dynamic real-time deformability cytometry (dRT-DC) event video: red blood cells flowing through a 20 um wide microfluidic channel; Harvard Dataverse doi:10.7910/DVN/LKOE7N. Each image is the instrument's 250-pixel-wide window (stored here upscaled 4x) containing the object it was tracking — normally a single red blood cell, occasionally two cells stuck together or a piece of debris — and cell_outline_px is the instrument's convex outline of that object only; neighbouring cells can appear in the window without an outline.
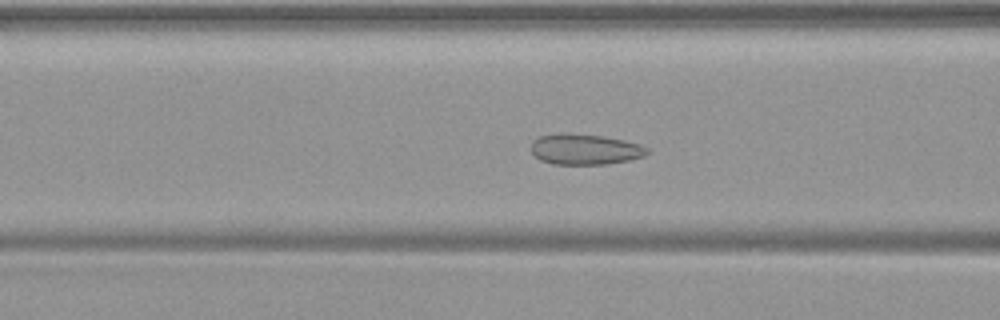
{"species": "common noctule bat (a hibernating species)", "species_latin": "Nyctalus noctula", "temperature_condition": "warm", "stored_images_in_passage": 50, "camera_frame_rate_fps": 3000, "um_per_image_px": 0.085, "animal": {"sex": "female", "body_mass_g": 19.9}, "frame": {"image": 1, "passage_image": 20, "time_ms": 6.333, "image_size_px": [1000, 320], "cell_outline_px": [[648, 152], [644, 156], [628, 160], [608, 164], [552, 164], [540, 160], [532, 152], [532, 140], [540, 136], [564, 132], [568, 132], [604, 136], [624, 140], [640, 144], [648, 148]], "centroid_in_image_um": [49.71, 12.68], "position_along_channel_um": 116.9, "area_um2": 20.87}}
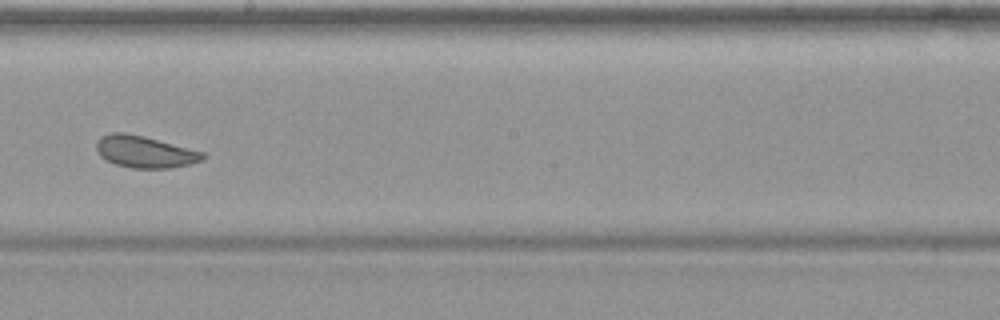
{"frame": {"image": 2, "passage_image": 29, "time_ms": 9.333, "image_size_px": [1000, 320], "cell_outline_px": [[208, 156], [204, 160], [172, 168], [132, 168], [116, 164], [100, 156], [96, 148], [96, 140], [100, 136], [112, 132], [124, 132], [144, 136], [204, 152]], "centroid_in_image_um": [12.31, 12.89], "position_along_channel_um": 235.9, "area_um2": 19.83}}
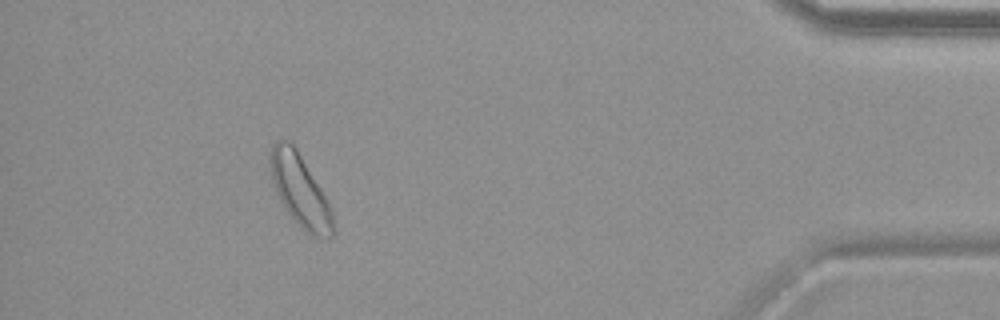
{"frame": {"image": 3, "passage_image": 46, "time_ms": 15.0, "image_size_px": [1000, 320], "cell_outline_px": [[332, 236], [316, 236], [304, 232], [288, 212], [280, 200], [272, 180], [268, 160], [268, 152], [272, 144], [276, 140], [292, 140], [332, 208]], "centroid_in_image_um": [25.45, 16.11], "position_along_channel_um": 409.8, "area_um2": 26.18}}